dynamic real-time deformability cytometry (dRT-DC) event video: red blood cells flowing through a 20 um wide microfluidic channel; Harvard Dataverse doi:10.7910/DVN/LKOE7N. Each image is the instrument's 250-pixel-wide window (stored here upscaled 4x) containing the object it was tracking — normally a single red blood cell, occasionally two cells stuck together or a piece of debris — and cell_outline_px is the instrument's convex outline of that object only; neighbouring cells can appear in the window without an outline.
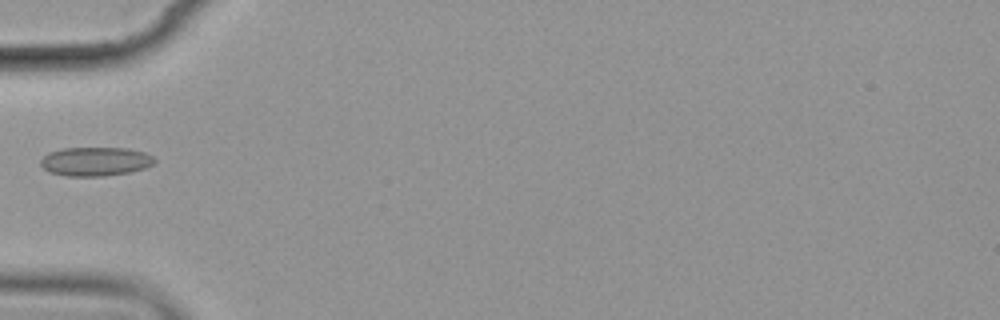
{"species": "common noctule bat (a hibernating species)", "species_latin": "Nyctalus noctula", "temperature_condition": "cold", "stored_images_in_passage": 1, "camera_frame_rate_fps": 3000, "um_per_image_px": 0.085, "animal": {"sex": "female", "body_mass_g": 19.9}, "frame": {"image": 1, "passage_image": 1, "time_ms": 0.0, "image_size_px": [1000, 320], "cell_outline_px": [[156, 160], [152, 164], [144, 168], [132, 172], [104, 176], [68, 176], [48, 172], [40, 164], [40, 160], [48, 152], [64, 148], [128, 148], [144, 152], [152, 156]], "centroid_in_image_um": [8.1, 13.72], "position_along_channel_um": 76.9, "area_um2": 19.25}}